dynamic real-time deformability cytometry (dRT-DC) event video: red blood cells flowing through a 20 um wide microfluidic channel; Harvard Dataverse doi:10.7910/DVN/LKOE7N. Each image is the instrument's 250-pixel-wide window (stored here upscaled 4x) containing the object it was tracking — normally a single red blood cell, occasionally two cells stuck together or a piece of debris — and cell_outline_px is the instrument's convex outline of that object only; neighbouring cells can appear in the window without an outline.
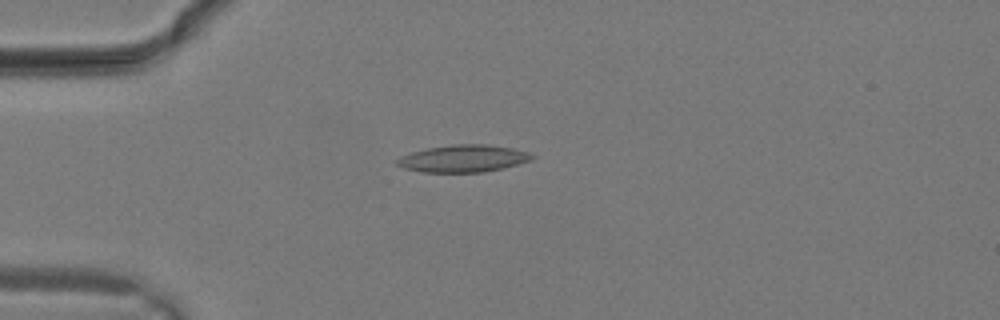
{"species": "common noctule bat (a hibernating species)", "species_latin": "Nyctalus noctula", "temperature_condition": "warm", "stored_images_in_passage": 5, "camera_frame_rate_fps": 3000, "um_per_image_px": 0.085, "animal": {"sex": "male", "body_mass_g": 19.2, "forearm_length_mm": 51.8}, "frame": {"image": 1, "passage_image": 2, "time_ms": 0.333, "image_size_px": [1000, 320], "cell_outline_px": [[536, 156], [532, 160], [484, 172], [424, 172], [404, 168], [396, 164], [396, 160], [400, 156], [412, 152], [428, 148], [452, 144], [488, 144], [512, 148], [528, 152]], "centroid_in_image_um": [39.37, 13.46], "position_along_channel_um": 45.6, "area_um2": 21.27}}